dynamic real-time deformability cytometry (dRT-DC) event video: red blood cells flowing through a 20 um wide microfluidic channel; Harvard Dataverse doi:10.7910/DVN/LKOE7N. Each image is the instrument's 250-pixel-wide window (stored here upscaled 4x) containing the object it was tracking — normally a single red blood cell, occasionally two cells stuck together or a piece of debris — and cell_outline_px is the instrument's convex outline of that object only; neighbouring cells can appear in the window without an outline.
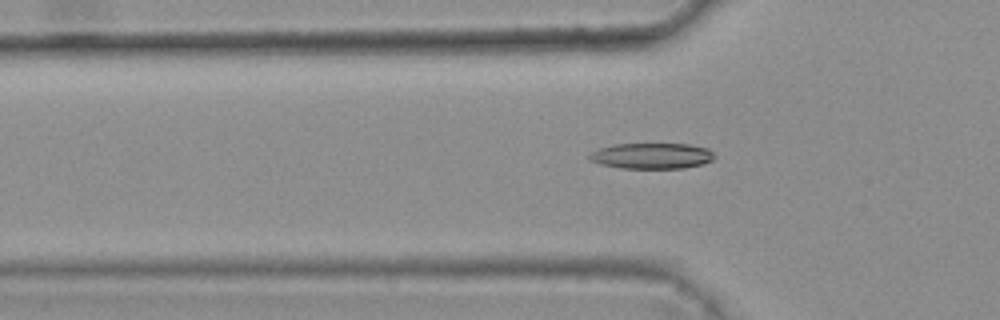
{"species": "common noctule bat (a hibernating species)", "species_latin": "Nyctalus noctula", "temperature_condition": "warm", "stored_images_in_passage": 46, "camera_frame_rate_fps": 3000, "um_per_image_px": 0.085, "animal": {"sex": "female", "body_mass_g": 25.1}, "frame": {"image": 1, "passage_image": 17, "time_ms": 5.333, "image_size_px": [1000, 320], "cell_outline_px": [[716, 156], [712, 160], [704, 164], [684, 168], [620, 168], [600, 164], [588, 160], [588, 156], [592, 152], [600, 148], [616, 144], [688, 144], [708, 148]], "centroid_in_image_um": [55.42, 13.25], "position_along_channel_um": 70.4, "area_um2": 18.84}}
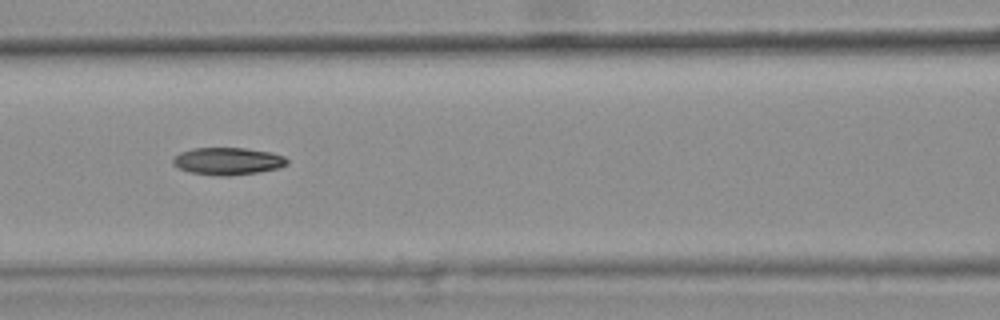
{"frame": {"image": 2, "passage_image": 23, "time_ms": 7.333, "image_size_px": [1000, 320], "cell_outline_px": [[288, 164], [276, 168], [256, 172], [228, 176], [216, 176], [188, 172], [176, 168], [172, 164], [172, 156], [180, 152], [192, 148], [244, 148], [268, 152], [284, 156], [288, 160]], "centroid_in_image_um": [19.26, 13.7], "position_along_channel_um": 147.3, "area_um2": 18.26}}
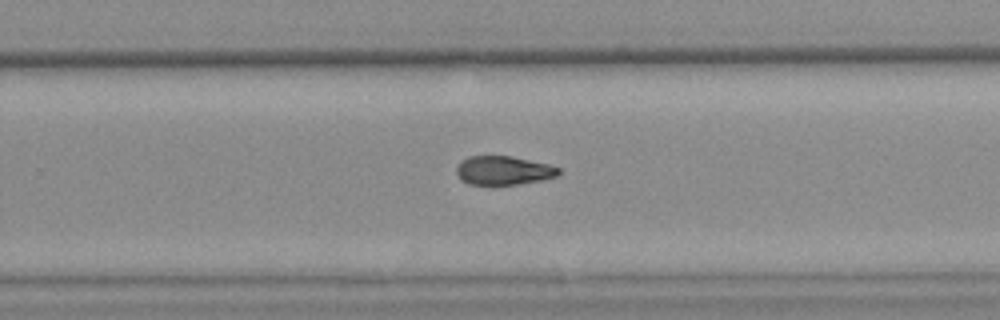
{"frame": {"image": 3, "passage_image": 34, "time_ms": 11.0, "image_size_px": [1000, 320], "cell_outline_px": [[560, 172], [556, 176], [540, 180], [516, 184], [468, 184], [456, 172], [456, 168], [460, 160], [468, 156], [512, 156], [548, 164], [560, 168]], "centroid_in_image_um": [42.79, 14.47], "position_along_channel_um": 287.0, "area_um2": 16.94}, "authors_computed_cell_mechanics": {"area_um2": 18.3804, "velocity_mm_per_s": 3.8231, "shape_relaxation_time_tau1_ms": 11.2763, "shape_relaxation_time_tau2_ms": 6.0167, "deformation_change_tau1": 0.2374, "deformation_change_tau2": 0.1453}}